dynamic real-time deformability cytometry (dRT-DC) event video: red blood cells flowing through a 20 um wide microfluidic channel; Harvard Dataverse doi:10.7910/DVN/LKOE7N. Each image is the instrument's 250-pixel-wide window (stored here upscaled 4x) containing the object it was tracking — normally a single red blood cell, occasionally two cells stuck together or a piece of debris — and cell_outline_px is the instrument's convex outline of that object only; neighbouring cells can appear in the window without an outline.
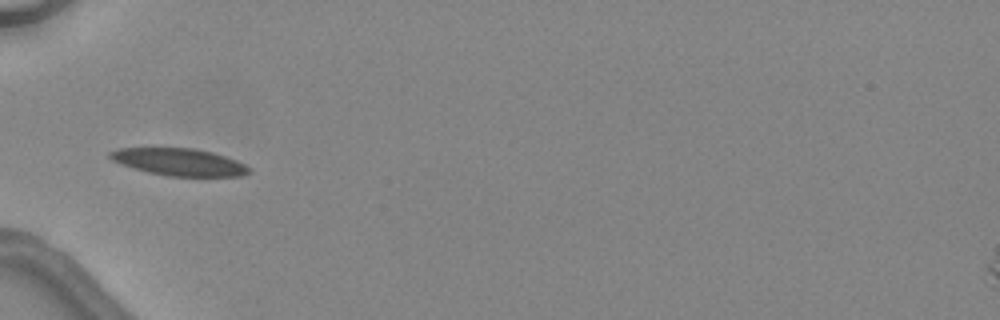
{"species": "common noctule bat (a hibernating species)", "species_latin": "Nyctalus noctula", "temperature_condition": "warm", "stored_images_in_passage": 3, "camera_frame_rate_fps": 3000, "um_per_image_px": 0.085, "animal": {"sex": "female", "body_mass_g": 24.6, "forearm_length_mm": 56.2}, "frame": {"image": 1, "passage_image": 3, "time_ms": 3.667, "image_size_px": [1000, 320], "cell_outline_px": [[252, 172], [244, 176], [168, 176], [148, 172], [120, 164], [112, 160], [108, 156], [108, 152], [120, 148], [192, 148], [212, 152], [236, 160], [252, 168]], "centroid_in_image_um": [15.25, 13.77], "position_along_channel_um": 69.8, "area_um2": 22.08}}